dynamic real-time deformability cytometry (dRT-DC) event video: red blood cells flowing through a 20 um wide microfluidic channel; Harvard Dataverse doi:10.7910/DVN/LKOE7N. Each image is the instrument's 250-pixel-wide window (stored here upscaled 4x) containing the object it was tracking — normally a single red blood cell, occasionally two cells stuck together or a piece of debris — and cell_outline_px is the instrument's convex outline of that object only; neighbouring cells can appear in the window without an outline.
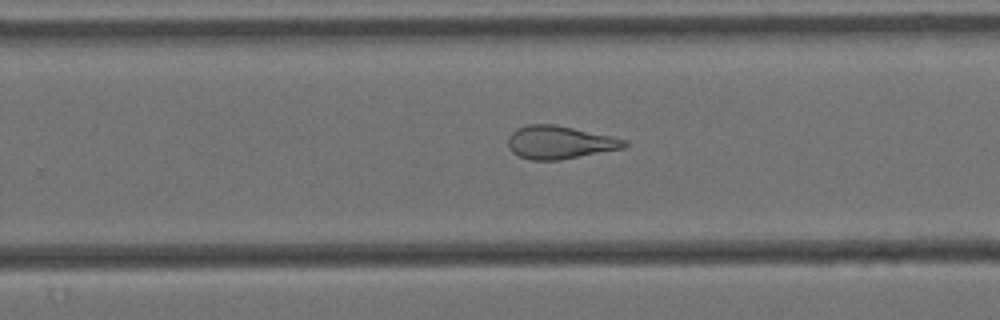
{"species": "Egyptian fruit bat (a non-hibernating species)", "species_latin": "Rousettus aegyptiacus", "temperature_condition": "cold", "stored_images_in_passage": 10, "camera_frame_rate_fps": 3000, "um_per_image_px": 0.085, "animal": {"sex": "female"}, "frame": {"image": 1, "passage_image": 9, "time_ms": 2.667, "image_size_px": [1000, 320], "cell_outline_px": [[628, 144], [624, 148], [560, 160], [532, 160], [520, 156], [512, 152], [508, 148], [508, 136], [516, 128], [528, 124], [552, 124], [572, 128], [628, 140]], "centroid_in_image_um": [47.54, 12.1], "position_along_channel_um": 282.3, "area_um2": 22.25}}